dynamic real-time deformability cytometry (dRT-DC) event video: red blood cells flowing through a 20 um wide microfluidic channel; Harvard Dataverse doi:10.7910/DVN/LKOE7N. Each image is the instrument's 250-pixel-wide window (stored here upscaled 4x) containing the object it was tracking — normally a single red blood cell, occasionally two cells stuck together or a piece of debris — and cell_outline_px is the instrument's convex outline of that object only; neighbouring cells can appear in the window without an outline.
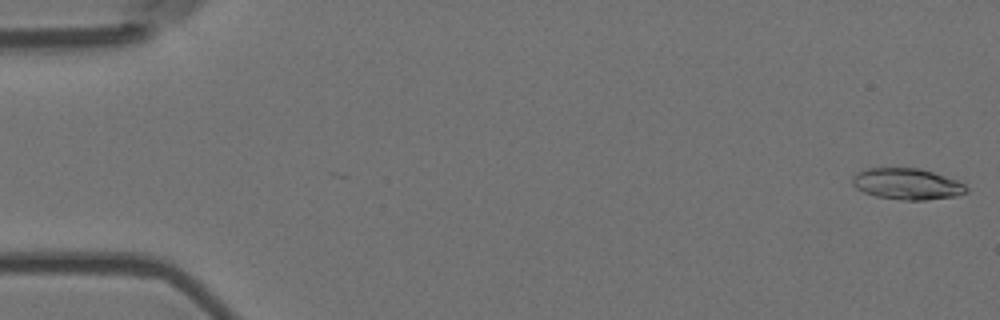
{"species": "Egyptian fruit bat (a non-hibernating species)", "species_latin": "Rousettus aegyptiacus", "temperature_condition": "room temperature", "stored_images_in_passage": 55, "camera_frame_rate_fps": 3000, "um_per_image_px": 0.085, "animal": {"sex": "female"}, "frame": {"image": 1, "passage_image": 1, "time_ms": 0.0, "image_size_px": [1000, 320], "cell_outline_px": [[968, 192], [956, 196], [924, 200], [900, 200], [876, 196], [864, 192], [856, 188], [852, 184], [852, 176], [856, 172], [868, 168], [920, 168], [956, 180], [964, 184], [968, 188]], "centroid_in_image_um": [77.08, 15.64], "position_along_channel_um": 7.9, "area_um2": 20.75}}
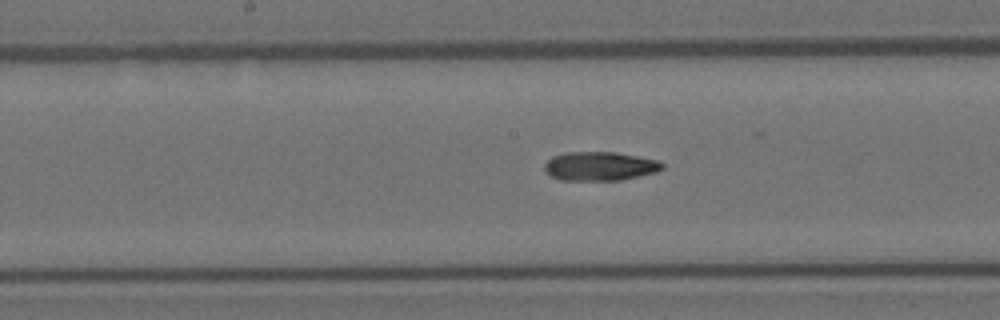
{"frame": {"image": 2, "passage_image": 28, "time_ms": 9.0, "image_size_px": [1000, 320], "cell_outline_px": [[664, 168], [656, 172], [620, 180], [560, 180], [552, 176], [544, 168], [544, 164], [552, 156], [564, 152], [616, 152], [660, 160], [664, 164]], "centroid_in_image_um": [51.01, 14.11], "position_along_channel_um": 197.2, "area_um2": 19.88}}
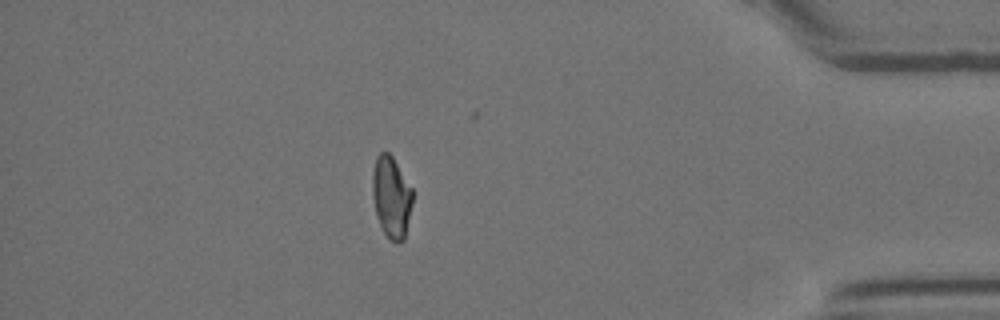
{"frame": {"image": 3, "passage_image": 48, "time_ms": 15.667, "image_size_px": [1000, 320], "cell_outline_px": [[412, 204], [404, 240], [396, 244], [384, 232], [376, 216], [372, 196], [372, 172], [376, 156], [380, 152], [388, 152], [392, 156], [412, 188]], "centroid_in_image_um": [33.25, 16.73], "position_along_channel_um": 401.9, "area_um2": 19.07}, "authors_computed_cell_mechanics": {"area_um2": 19.8254, "velocity_mm_per_s": 3.6947, "shape_relaxation_time_tau1_ms": null, "shape_relaxation_time_tau2_ms": 8.671, "deformation_change_tau1": null, "deformation_change_tau2": 0.168}}